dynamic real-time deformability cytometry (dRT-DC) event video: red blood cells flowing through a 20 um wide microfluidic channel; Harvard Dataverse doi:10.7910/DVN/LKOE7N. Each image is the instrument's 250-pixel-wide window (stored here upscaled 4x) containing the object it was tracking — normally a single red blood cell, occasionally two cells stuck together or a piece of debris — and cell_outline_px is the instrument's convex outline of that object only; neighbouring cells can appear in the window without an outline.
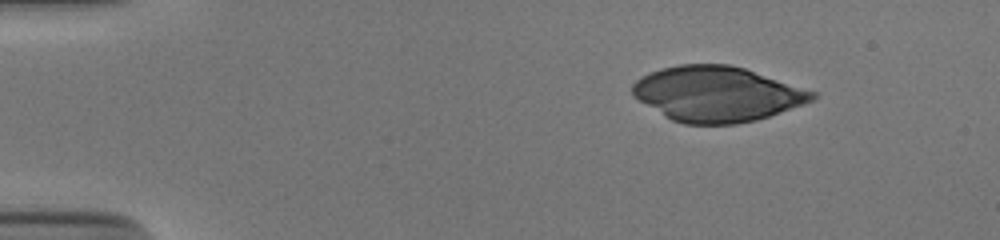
{"species": "human", "species_latin": "Homo sapiens", "temperature_condition": "cold", "stored_images_in_passage": 46, "camera_frame_rate_fps": 3000, "um_per_image_px": 0.085, "donor": {"sex": "male"}, "frame": {"image": 1, "passage_image": 1, "time_ms": 0.0, "image_size_px": [1000, 240], "cell_outline_px": [[816, 96], [812, 100], [804, 104], [756, 120], [736, 124], [684, 124], [672, 120], [664, 116], [632, 96], [632, 84], [640, 76], [660, 68], [680, 64], [728, 64], [744, 68], [816, 92]], "centroid_in_image_um": [60.89, 7.98], "position_along_channel_um": 24.1, "area_um2": 57.68}}